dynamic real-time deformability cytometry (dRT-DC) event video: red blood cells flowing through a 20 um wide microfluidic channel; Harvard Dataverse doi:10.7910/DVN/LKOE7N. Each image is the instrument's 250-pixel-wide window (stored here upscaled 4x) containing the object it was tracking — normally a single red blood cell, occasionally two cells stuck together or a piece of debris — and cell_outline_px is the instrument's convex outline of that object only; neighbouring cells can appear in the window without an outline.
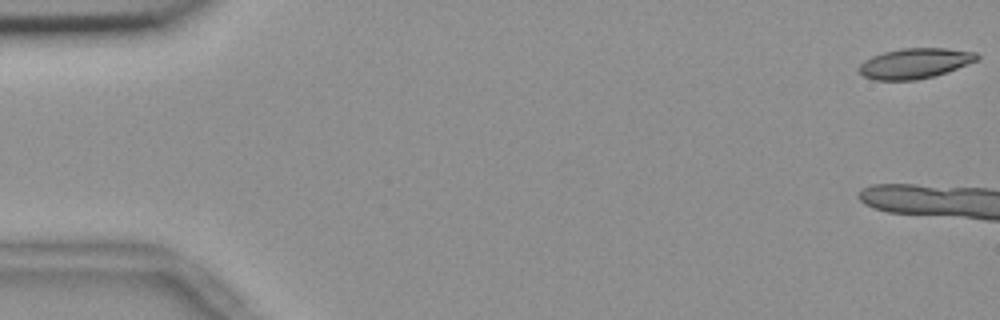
{"species": "common noctule bat (a hibernating species)", "species_latin": "Nyctalus noctula", "temperature_condition": "room temperature", "stored_images_in_passage": 12, "camera_frame_rate_fps": 3000, "um_per_image_px": 0.085, "animal": {"sex": "female", "body_mass_g": 18.4}, "frame": {"image": 1, "passage_image": 1, "time_ms": 0.0, "image_size_px": [1000, 320], "cell_outline_px": [[980, 56], [976, 60], [948, 72], [916, 80], [876, 80], [864, 76], [856, 68], [864, 60], [872, 56], [884, 52], [904, 48], [948, 48], [976, 52]], "centroid_in_image_um": [77.75, 5.38], "position_along_channel_um": 7.3, "area_um2": 20.75}}